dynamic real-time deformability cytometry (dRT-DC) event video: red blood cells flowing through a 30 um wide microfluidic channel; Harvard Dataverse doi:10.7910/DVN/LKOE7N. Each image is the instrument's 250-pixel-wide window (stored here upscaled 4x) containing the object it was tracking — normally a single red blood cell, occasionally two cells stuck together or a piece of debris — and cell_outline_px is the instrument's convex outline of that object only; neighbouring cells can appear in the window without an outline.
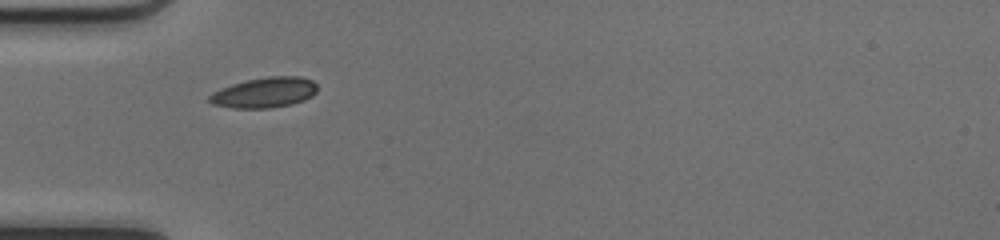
{"species": "common noctule bat (a hibernating species)", "species_latin": "Nyctalus noctula", "temperature_condition": "cold", "stored_images_in_passage": 3, "camera_frame_rate_fps": 3000, "um_per_image_px": 0.085, "animal": {"sex": "female", "body_mass_g": 17.0, "forearm_length_mm": 48.0}, "frame": {"image": 1, "passage_image": 1, "time_ms": 0.0, "image_size_px": [1000, 240], "cell_outline_px": [[316, 92], [312, 96], [304, 100], [292, 104], [268, 108], [232, 108], [212, 104], [208, 100], [208, 96], [212, 92], [220, 88], [232, 84], [248, 80], [268, 76], [300, 76], [312, 80], [316, 84]], "centroid_in_image_um": [22.47, 7.86], "position_along_channel_um": 62.5, "area_um2": 19.13}}